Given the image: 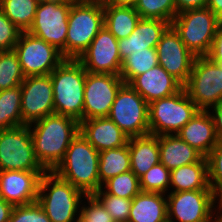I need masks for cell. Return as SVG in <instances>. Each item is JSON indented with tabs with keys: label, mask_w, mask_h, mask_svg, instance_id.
Listing matches in <instances>:
<instances>
[{
	"label": "cell",
	"mask_w": 222,
	"mask_h": 222,
	"mask_svg": "<svg viewBox=\"0 0 222 222\" xmlns=\"http://www.w3.org/2000/svg\"><path fill=\"white\" fill-rule=\"evenodd\" d=\"M108 117L129 138L150 134L149 104L129 84L119 89Z\"/></svg>",
	"instance_id": "cell-9"
},
{
	"label": "cell",
	"mask_w": 222,
	"mask_h": 222,
	"mask_svg": "<svg viewBox=\"0 0 222 222\" xmlns=\"http://www.w3.org/2000/svg\"><path fill=\"white\" fill-rule=\"evenodd\" d=\"M137 0H105L103 5L134 7Z\"/></svg>",
	"instance_id": "cell-46"
},
{
	"label": "cell",
	"mask_w": 222,
	"mask_h": 222,
	"mask_svg": "<svg viewBox=\"0 0 222 222\" xmlns=\"http://www.w3.org/2000/svg\"><path fill=\"white\" fill-rule=\"evenodd\" d=\"M103 26V3L72 2L68 16L65 59H78Z\"/></svg>",
	"instance_id": "cell-5"
},
{
	"label": "cell",
	"mask_w": 222,
	"mask_h": 222,
	"mask_svg": "<svg viewBox=\"0 0 222 222\" xmlns=\"http://www.w3.org/2000/svg\"><path fill=\"white\" fill-rule=\"evenodd\" d=\"M168 220L172 222H215L216 198L212 189L169 192Z\"/></svg>",
	"instance_id": "cell-11"
},
{
	"label": "cell",
	"mask_w": 222,
	"mask_h": 222,
	"mask_svg": "<svg viewBox=\"0 0 222 222\" xmlns=\"http://www.w3.org/2000/svg\"><path fill=\"white\" fill-rule=\"evenodd\" d=\"M211 189L208 181V161L202 157L198 162L170 171L169 192Z\"/></svg>",
	"instance_id": "cell-26"
},
{
	"label": "cell",
	"mask_w": 222,
	"mask_h": 222,
	"mask_svg": "<svg viewBox=\"0 0 222 222\" xmlns=\"http://www.w3.org/2000/svg\"><path fill=\"white\" fill-rule=\"evenodd\" d=\"M129 85L148 104L155 100L171 96L183 88V85L159 64L145 73L136 76Z\"/></svg>",
	"instance_id": "cell-19"
},
{
	"label": "cell",
	"mask_w": 222,
	"mask_h": 222,
	"mask_svg": "<svg viewBox=\"0 0 222 222\" xmlns=\"http://www.w3.org/2000/svg\"><path fill=\"white\" fill-rule=\"evenodd\" d=\"M38 3L35 0H2L0 10L22 32L32 26Z\"/></svg>",
	"instance_id": "cell-30"
},
{
	"label": "cell",
	"mask_w": 222,
	"mask_h": 222,
	"mask_svg": "<svg viewBox=\"0 0 222 222\" xmlns=\"http://www.w3.org/2000/svg\"><path fill=\"white\" fill-rule=\"evenodd\" d=\"M220 19L208 7L189 9L176 14L171 26L187 49L196 57L207 56Z\"/></svg>",
	"instance_id": "cell-6"
},
{
	"label": "cell",
	"mask_w": 222,
	"mask_h": 222,
	"mask_svg": "<svg viewBox=\"0 0 222 222\" xmlns=\"http://www.w3.org/2000/svg\"><path fill=\"white\" fill-rule=\"evenodd\" d=\"M207 2L208 0H175L176 14L189 9L205 8Z\"/></svg>",
	"instance_id": "cell-43"
},
{
	"label": "cell",
	"mask_w": 222,
	"mask_h": 222,
	"mask_svg": "<svg viewBox=\"0 0 222 222\" xmlns=\"http://www.w3.org/2000/svg\"><path fill=\"white\" fill-rule=\"evenodd\" d=\"M160 163L170 171L198 162L203 156L177 134L158 135Z\"/></svg>",
	"instance_id": "cell-24"
},
{
	"label": "cell",
	"mask_w": 222,
	"mask_h": 222,
	"mask_svg": "<svg viewBox=\"0 0 222 222\" xmlns=\"http://www.w3.org/2000/svg\"><path fill=\"white\" fill-rule=\"evenodd\" d=\"M14 205L9 202H6L3 198H0V222H8Z\"/></svg>",
	"instance_id": "cell-44"
},
{
	"label": "cell",
	"mask_w": 222,
	"mask_h": 222,
	"mask_svg": "<svg viewBox=\"0 0 222 222\" xmlns=\"http://www.w3.org/2000/svg\"><path fill=\"white\" fill-rule=\"evenodd\" d=\"M20 86L22 121L26 125L55 113L50 74L27 76Z\"/></svg>",
	"instance_id": "cell-16"
},
{
	"label": "cell",
	"mask_w": 222,
	"mask_h": 222,
	"mask_svg": "<svg viewBox=\"0 0 222 222\" xmlns=\"http://www.w3.org/2000/svg\"><path fill=\"white\" fill-rule=\"evenodd\" d=\"M38 4L40 3H46V2H49V1H54V0H35Z\"/></svg>",
	"instance_id": "cell-50"
},
{
	"label": "cell",
	"mask_w": 222,
	"mask_h": 222,
	"mask_svg": "<svg viewBox=\"0 0 222 222\" xmlns=\"http://www.w3.org/2000/svg\"><path fill=\"white\" fill-rule=\"evenodd\" d=\"M46 171H0V198L14 206L37 201L41 176Z\"/></svg>",
	"instance_id": "cell-18"
},
{
	"label": "cell",
	"mask_w": 222,
	"mask_h": 222,
	"mask_svg": "<svg viewBox=\"0 0 222 222\" xmlns=\"http://www.w3.org/2000/svg\"><path fill=\"white\" fill-rule=\"evenodd\" d=\"M85 196L53 171H46L40 178L37 202L51 222H76Z\"/></svg>",
	"instance_id": "cell-4"
},
{
	"label": "cell",
	"mask_w": 222,
	"mask_h": 222,
	"mask_svg": "<svg viewBox=\"0 0 222 222\" xmlns=\"http://www.w3.org/2000/svg\"><path fill=\"white\" fill-rule=\"evenodd\" d=\"M167 219L166 194L141 191L132 199L128 222H164Z\"/></svg>",
	"instance_id": "cell-25"
},
{
	"label": "cell",
	"mask_w": 222,
	"mask_h": 222,
	"mask_svg": "<svg viewBox=\"0 0 222 222\" xmlns=\"http://www.w3.org/2000/svg\"><path fill=\"white\" fill-rule=\"evenodd\" d=\"M29 128L36 159L46 171H53L80 132V123L69 116L53 113L32 122Z\"/></svg>",
	"instance_id": "cell-1"
},
{
	"label": "cell",
	"mask_w": 222,
	"mask_h": 222,
	"mask_svg": "<svg viewBox=\"0 0 222 222\" xmlns=\"http://www.w3.org/2000/svg\"><path fill=\"white\" fill-rule=\"evenodd\" d=\"M215 222H222V196L216 198Z\"/></svg>",
	"instance_id": "cell-47"
},
{
	"label": "cell",
	"mask_w": 222,
	"mask_h": 222,
	"mask_svg": "<svg viewBox=\"0 0 222 222\" xmlns=\"http://www.w3.org/2000/svg\"><path fill=\"white\" fill-rule=\"evenodd\" d=\"M8 222H51L42 206L36 201L14 206Z\"/></svg>",
	"instance_id": "cell-38"
},
{
	"label": "cell",
	"mask_w": 222,
	"mask_h": 222,
	"mask_svg": "<svg viewBox=\"0 0 222 222\" xmlns=\"http://www.w3.org/2000/svg\"><path fill=\"white\" fill-rule=\"evenodd\" d=\"M171 24L162 19H142L138 21L132 33L118 40V48L122 62L132 52L147 51L156 48L161 36Z\"/></svg>",
	"instance_id": "cell-20"
},
{
	"label": "cell",
	"mask_w": 222,
	"mask_h": 222,
	"mask_svg": "<svg viewBox=\"0 0 222 222\" xmlns=\"http://www.w3.org/2000/svg\"><path fill=\"white\" fill-rule=\"evenodd\" d=\"M101 189L116 197L133 199L141 192L140 179L130 170L108 179Z\"/></svg>",
	"instance_id": "cell-33"
},
{
	"label": "cell",
	"mask_w": 222,
	"mask_h": 222,
	"mask_svg": "<svg viewBox=\"0 0 222 222\" xmlns=\"http://www.w3.org/2000/svg\"><path fill=\"white\" fill-rule=\"evenodd\" d=\"M131 171L140 179L152 166L160 163L157 135L130 137L128 139Z\"/></svg>",
	"instance_id": "cell-23"
},
{
	"label": "cell",
	"mask_w": 222,
	"mask_h": 222,
	"mask_svg": "<svg viewBox=\"0 0 222 222\" xmlns=\"http://www.w3.org/2000/svg\"><path fill=\"white\" fill-rule=\"evenodd\" d=\"M25 76L14 49L0 52V91L22 84Z\"/></svg>",
	"instance_id": "cell-32"
},
{
	"label": "cell",
	"mask_w": 222,
	"mask_h": 222,
	"mask_svg": "<svg viewBox=\"0 0 222 222\" xmlns=\"http://www.w3.org/2000/svg\"><path fill=\"white\" fill-rule=\"evenodd\" d=\"M158 65L156 48L147 51L132 52L122 63L120 77L129 84L136 76L145 73Z\"/></svg>",
	"instance_id": "cell-31"
},
{
	"label": "cell",
	"mask_w": 222,
	"mask_h": 222,
	"mask_svg": "<svg viewBox=\"0 0 222 222\" xmlns=\"http://www.w3.org/2000/svg\"><path fill=\"white\" fill-rule=\"evenodd\" d=\"M131 170L128 143L119 148L99 152L100 188L108 179Z\"/></svg>",
	"instance_id": "cell-28"
},
{
	"label": "cell",
	"mask_w": 222,
	"mask_h": 222,
	"mask_svg": "<svg viewBox=\"0 0 222 222\" xmlns=\"http://www.w3.org/2000/svg\"><path fill=\"white\" fill-rule=\"evenodd\" d=\"M200 109L185 88L149 104V130L152 135L177 134Z\"/></svg>",
	"instance_id": "cell-7"
},
{
	"label": "cell",
	"mask_w": 222,
	"mask_h": 222,
	"mask_svg": "<svg viewBox=\"0 0 222 222\" xmlns=\"http://www.w3.org/2000/svg\"><path fill=\"white\" fill-rule=\"evenodd\" d=\"M158 64L183 86L187 83L196 58L170 25L156 46Z\"/></svg>",
	"instance_id": "cell-17"
},
{
	"label": "cell",
	"mask_w": 222,
	"mask_h": 222,
	"mask_svg": "<svg viewBox=\"0 0 222 222\" xmlns=\"http://www.w3.org/2000/svg\"><path fill=\"white\" fill-rule=\"evenodd\" d=\"M80 133L98 152L123 147L129 139L109 117L81 121Z\"/></svg>",
	"instance_id": "cell-21"
},
{
	"label": "cell",
	"mask_w": 222,
	"mask_h": 222,
	"mask_svg": "<svg viewBox=\"0 0 222 222\" xmlns=\"http://www.w3.org/2000/svg\"><path fill=\"white\" fill-rule=\"evenodd\" d=\"M93 196L108 211L114 222H128L132 199L107 194L101 188Z\"/></svg>",
	"instance_id": "cell-36"
},
{
	"label": "cell",
	"mask_w": 222,
	"mask_h": 222,
	"mask_svg": "<svg viewBox=\"0 0 222 222\" xmlns=\"http://www.w3.org/2000/svg\"><path fill=\"white\" fill-rule=\"evenodd\" d=\"M183 87L200 110H209L222 101V66L207 56L196 57Z\"/></svg>",
	"instance_id": "cell-10"
},
{
	"label": "cell",
	"mask_w": 222,
	"mask_h": 222,
	"mask_svg": "<svg viewBox=\"0 0 222 222\" xmlns=\"http://www.w3.org/2000/svg\"><path fill=\"white\" fill-rule=\"evenodd\" d=\"M21 86L0 91V130L26 125L21 114Z\"/></svg>",
	"instance_id": "cell-29"
},
{
	"label": "cell",
	"mask_w": 222,
	"mask_h": 222,
	"mask_svg": "<svg viewBox=\"0 0 222 222\" xmlns=\"http://www.w3.org/2000/svg\"><path fill=\"white\" fill-rule=\"evenodd\" d=\"M77 60L87 72L114 75H120L123 63L118 40L105 25Z\"/></svg>",
	"instance_id": "cell-15"
},
{
	"label": "cell",
	"mask_w": 222,
	"mask_h": 222,
	"mask_svg": "<svg viewBox=\"0 0 222 222\" xmlns=\"http://www.w3.org/2000/svg\"><path fill=\"white\" fill-rule=\"evenodd\" d=\"M76 222H93L92 220H86L81 214L77 218Z\"/></svg>",
	"instance_id": "cell-49"
},
{
	"label": "cell",
	"mask_w": 222,
	"mask_h": 222,
	"mask_svg": "<svg viewBox=\"0 0 222 222\" xmlns=\"http://www.w3.org/2000/svg\"><path fill=\"white\" fill-rule=\"evenodd\" d=\"M177 135L203 157L217 144L214 120L208 110H199Z\"/></svg>",
	"instance_id": "cell-22"
},
{
	"label": "cell",
	"mask_w": 222,
	"mask_h": 222,
	"mask_svg": "<svg viewBox=\"0 0 222 222\" xmlns=\"http://www.w3.org/2000/svg\"><path fill=\"white\" fill-rule=\"evenodd\" d=\"M134 8L142 19H162L171 24L176 16L175 0H137Z\"/></svg>",
	"instance_id": "cell-34"
},
{
	"label": "cell",
	"mask_w": 222,
	"mask_h": 222,
	"mask_svg": "<svg viewBox=\"0 0 222 222\" xmlns=\"http://www.w3.org/2000/svg\"><path fill=\"white\" fill-rule=\"evenodd\" d=\"M81 205L80 214L86 220H92L93 222H114L108 211L93 195H86Z\"/></svg>",
	"instance_id": "cell-39"
},
{
	"label": "cell",
	"mask_w": 222,
	"mask_h": 222,
	"mask_svg": "<svg viewBox=\"0 0 222 222\" xmlns=\"http://www.w3.org/2000/svg\"><path fill=\"white\" fill-rule=\"evenodd\" d=\"M72 2H98L104 3L105 0H71Z\"/></svg>",
	"instance_id": "cell-48"
},
{
	"label": "cell",
	"mask_w": 222,
	"mask_h": 222,
	"mask_svg": "<svg viewBox=\"0 0 222 222\" xmlns=\"http://www.w3.org/2000/svg\"><path fill=\"white\" fill-rule=\"evenodd\" d=\"M25 77L50 74L65 58L43 39L21 32L14 48Z\"/></svg>",
	"instance_id": "cell-13"
},
{
	"label": "cell",
	"mask_w": 222,
	"mask_h": 222,
	"mask_svg": "<svg viewBox=\"0 0 222 222\" xmlns=\"http://www.w3.org/2000/svg\"><path fill=\"white\" fill-rule=\"evenodd\" d=\"M86 73L77 59H64L50 73L55 113L83 121Z\"/></svg>",
	"instance_id": "cell-3"
},
{
	"label": "cell",
	"mask_w": 222,
	"mask_h": 222,
	"mask_svg": "<svg viewBox=\"0 0 222 222\" xmlns=\"http://www.w3.org/2000/svg\"><path fill=\"white\" fill-rule=\"evenodd\" d=\"M46 171L36 159L29 125L0 130V171Z\"/></svg>",
	"instance_id": "cell-8"
},
{
	"label": "cell",
	"mask_w": 222,
	"mask_h": 222,
	"mask_svg": "<svg viewBox=\"0 0 222 222\" xmlns=\"http://www.w3.org/2000/svg\"><path fill=\"white\" fill-rule=\"evenodd\" d=\"M124 84L119 75L87 72L83 120L108 117L116 95Z\"/></svg>",
	"instance_id": "cell-14"
},
{
	"label": "cell",
	"mask_w": 222,
	"mask_h": 222,
	"mask_svg": "<svg viewBox=\"0 0 222 222\" xmlns=\"http://www.w3.org/2000/svg\"><path fill=\"white\" fill-rule=\"evenodd\" d=\"M21 32L0 10V52L14 49Z\"/></svg>",
	"instance_id": "cell-40"
},
{
	"label": "cell",
	"mask_w": 222,
	"mask_h": 222,
	"mask_svg": "<svg viewBox=\"0 0 222 222\" xmlns=\"http://www.w3.org/2000/svg\"><path fill=\"white\" fill-rule=\"evenodd\" d=\"M53 172L85 195L100 189L99 152L79 132Z\"/></svg>",
	"instance_id": "cell-2"
},
{
	"label": "cell",
	"mask_w": 222,
	"mask_h": 222,
	"mask_svg": "<svg viewBox=\"0 0 222 222\" xmlns=\"http://www.w3.org/2000/svg\"><path fill=\"white\" fill-rule=\"evenodd\" d=\"M207 57L214 63H222V24L220 23L215 32L211 49Z\"/></svg>",
	"instance_id": "cell-41"
},
{
	"label": "cell",
	"mask_w": 222,
	"mask_h": 222,
	"mask_svg": "<svg viewBox=\"0 0 222 222\" xmlns=\"http://www.w3.org/2000/svg\"><path fill=\"white\" fill-rule=\"evenodd\" d=\"M71 4V0L38 4L33 24L27 31L54 46L64 58Z\"/></svg>",
	"instance_id": "cell-12"
},
{
	"label": "cell",
	"mask_w": 222,
	"mask_h": 222,
	"mask_svg": "<svg viewBox=\"0 0 222 222\" xmlns=\"http://www.w3.org/2000/svg\"><path fill=\"white\" fill-rule=\"evenodd\" d=\"M170 187V170L162 163L152 166L141 178L142 192L168 194Z\"/></svg>",
	"instance_id": "cell-35"
},
{
	"label": "cell",
	"mask_w": 222,
	"mask_h": 222,
	"mask_svg": "<svg viewBox=\"0 0 222 222\" xmlns=\"http://www.w3.org/2000/svg\"><path fill=\"white\" fill-rule=\"evenodd\" d=\"M206 158L209 186L217 198L222 196V141L217 142Z\"/></svg>",
	"instance_id": "cell-37"
},
{
	"label": "cell",
	"mask_w": 222,
	"mask_h": 222,
	"mask_svg": "<svg viewBox=\"0 0 222 222\" xmlns=\"http://www.w3.org/2000/svg\"><path fill=\"white\" fill-rule=\"evenodd\" d=\"M214 120L218 141H222V101L208 110Z\"/></svg>",
	"instance_id": "cell-42"
},
{
	"label": "cell",
	"mask_w": 222,
	"mask_h": 222,
	"mask_svg": "<svg viewBox=\"0 0 222 222\" xmlns=\"http://www.w3.org/2000/svg\"><path fill=\"white\" fill-rule=\"evenodd\" d=\"M139 20L134 7L104 5V25L117 40L127 38Z\"/></svg>",
	"instance_id": "cell-27"
},
{
	"label": "cell",
	"mask_w": 222,
	"mask_h": 222,
	"mask_svg": "<svg viewBox=\"0 0 222 222\" xmlns=\"http://www.w3.org/2000/svg\"><path fill=\"white\" fill-rule=\"evenodd\" d=\"M207 7L211 9L219 19L222 18V0H208Z\"/></svg>",
	"instance_id": "cell-45"
}]
</instances>
